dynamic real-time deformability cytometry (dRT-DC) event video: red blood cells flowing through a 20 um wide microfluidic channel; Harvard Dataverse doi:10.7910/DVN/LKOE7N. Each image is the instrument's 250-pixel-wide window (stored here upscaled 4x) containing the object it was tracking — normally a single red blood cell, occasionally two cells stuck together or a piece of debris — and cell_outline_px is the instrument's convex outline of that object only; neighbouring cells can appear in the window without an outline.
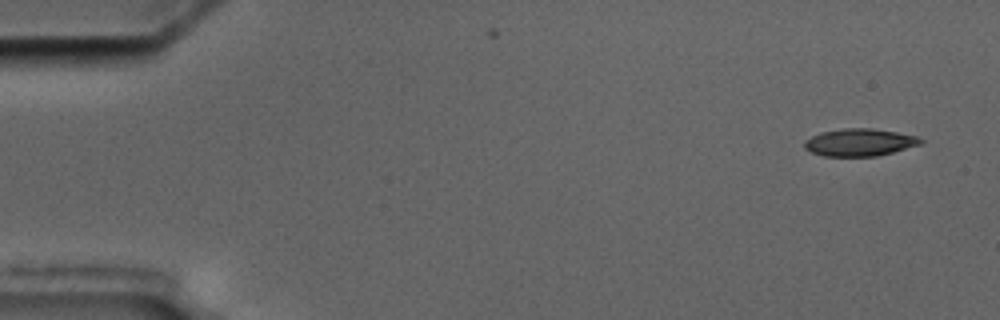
{"species": "common noctule bat (a hibernating species)", "species_latin": "Nyctalus noctula", "temperature_condition": "cold", "stored_images_in_passage": 5, "camera_frame_rate_fps": 3000, "um_per_image_px": 0.085, "animal": {"sex": "male", "body_mass_g": 17.5, "forearm_length_mm": 52.3}, "frame": {"image": 1, "passage_image": 1, "time_ms": 0.0, "image_size_px": [1000, 320], "cell_outline_px": [[924, 140], [920, 144], [892, 152], [876, 156], [824, 156], [812, 152], [804, 148], [804, 140], [820, 132], [844, 128], [872, 128], [896, 132], [916, 136]], "centroid_in_image_um": [73.03, 12.09], "position_along_channel_um": 12.0, "area_um2": 18.44}}